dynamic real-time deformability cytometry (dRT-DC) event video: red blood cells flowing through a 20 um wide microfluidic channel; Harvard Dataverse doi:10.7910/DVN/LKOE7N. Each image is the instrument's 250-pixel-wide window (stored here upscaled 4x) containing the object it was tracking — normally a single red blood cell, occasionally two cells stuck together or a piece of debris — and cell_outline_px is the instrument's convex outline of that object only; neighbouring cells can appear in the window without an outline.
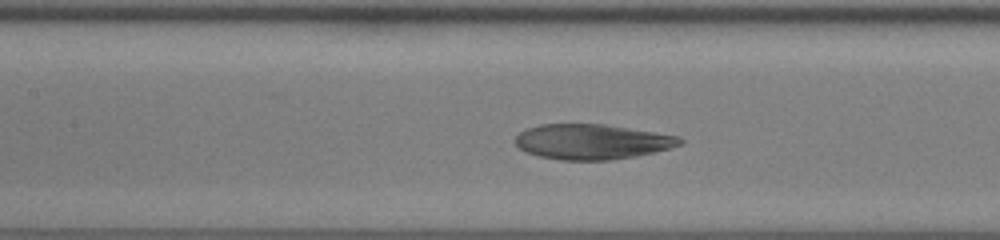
{"species": "human", "species_latin": "Homo sapiens", "temperature_condition": "room temperature", "stored_images_in_passage": 42, "camera_frame_rate_fps": 3000, "um_per_image_px": 0.085, "donor": {"sex": "female"}, "frame": {"image": 1, "passage_image": 19, "time_ms": 6.0, "image_size_px": [1000, 240], "cell_outline_px": [[684, 144], [652, 152], [632, 156], [608, 160], [560, 160], [540, 156], [524, 152], [516, 144], [516, 136], [520, 132], [528, 128], [540, 124], [600, 124], [628, 128], [680, 136], [684, 140]], "centroid_in_image_um": [50.3, 12.04], "position_along_channel_um": 157.1, "area_um2": 33.41}}
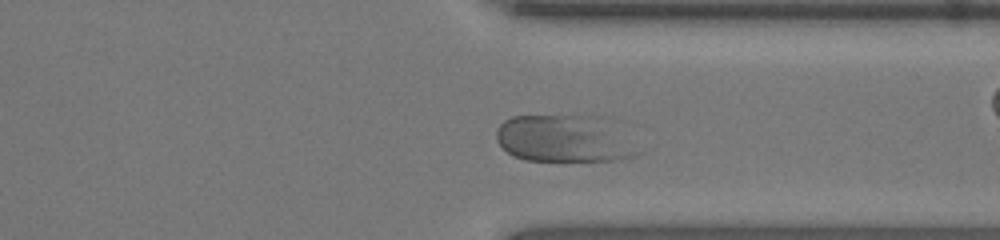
{"frame": {"image": 2, "passage_image": 36, "time_ms": 11.667, "image_size_px": [1000, 240], "cell_outline_px": [[632, 156], [616, 160], [524, 160], [512, 156], [496, 140], [496, 128], [504, 120], [512, 116], [600, 116]], "centroid_in_image_um": [47.59, 11.78], "position_along_channel_um": 363.8, "area_um2": 36.24}, "authors_computed_cell_mechanics": {"area_um2": 34.5066, "velocity_mm_per_s": 3.6174, "shape_relaxation_time_tau1_ms": 7.5165, "shape_relaxation_time_tau2_ms": null, "deformation_change_tau1": 0.2623, "deformation_change_tau2": null}}